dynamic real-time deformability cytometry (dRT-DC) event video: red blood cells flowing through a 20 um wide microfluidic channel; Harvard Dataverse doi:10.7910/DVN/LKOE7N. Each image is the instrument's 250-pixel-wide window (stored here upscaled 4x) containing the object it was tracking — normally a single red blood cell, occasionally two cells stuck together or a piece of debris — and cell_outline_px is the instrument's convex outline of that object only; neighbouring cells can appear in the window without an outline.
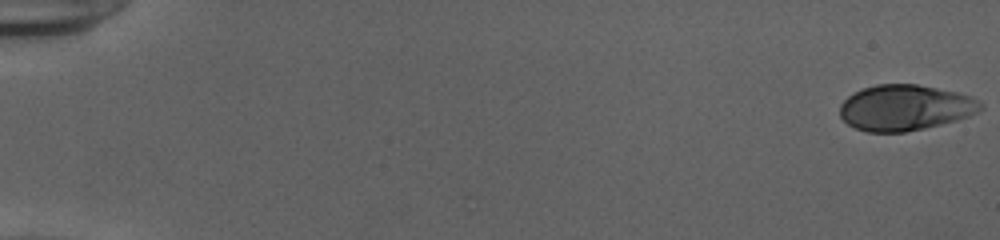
{"species": "human", "species_latin": "Homo sapiens", "temperature_condition": "cold", "stored_images_in_passage": 53, "camera_frame_rate_fps": 3000, "um_per_image_px": 0.085, "donor": {"sex": "female"}, "frame": {"image": 1, "passage_image": 1, "time_ms": 0.0, "image_size_px": [1000, 240], "cell_outline_px": [[984, 108], [968, 116], [956, 120], [924, 128], [904, 132], [868, 132], [856, 128], [848, 124], [840, 116], [840, 104], [848, 96], [864, 88], [876, 84], [916, 84], [956, 92], [972, 96], [984, 104]], "centroid_in_image_um": [76.94, 9.15], "position_along_channel_um": 8.1, "area_um2": 37.34}}
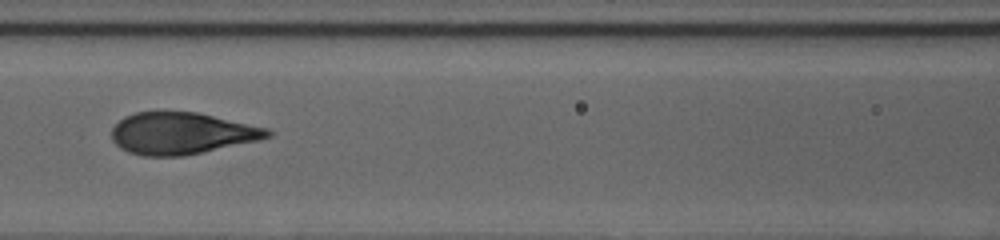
{"frame": {"image": 2, "passage_image": 26, "time_ms": 8.333, "image_size_px": [1000, 240], "cell_outline_px": [[276, 132], [272, 136], [260, 140], [184, 156], [144, 156], [128, 152], [120, 148], [112, 140], [112, 128], [124, 116], [136, 112], [156, 108], [200, 112], [268, 128]], "centroid_in_image_um": [15.44, 11.29], "position_along_channel_um": 151.2, "area_um2": 39.19}}
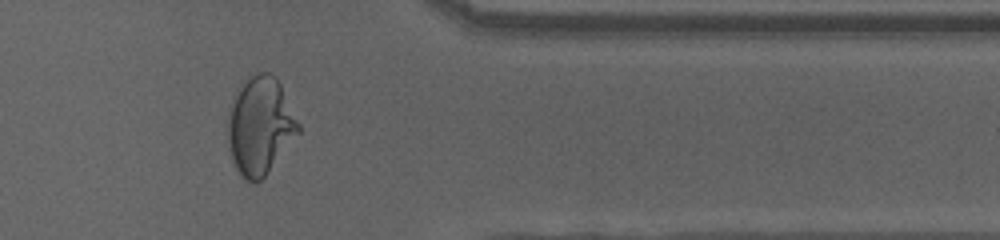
{"frame": {"image": 3, "passage_image": 45, "time_ms": 14.667, "image_size_px": [1000, 240], "cell_outline_px": [[300, 132], [264, 176], [256, 184], [252, 184], [244, 180], [240, 176], [232, 160], [228, 140], [228, 112], [240, 88], [252, 76], [260, 72], [268, 72], [276, 76], [300, 124]], "centroid_in_image_um": [22.12, 10.74], "position_along_channel_um": 389.3, "area_um2": 39.65}, "authors_computed_cell_mechanics": {"area_um2": 38.0324, "velocity_mm_per_s": 3.9313, "shape_relaxation_time_tau1_ms": 6.5135, "shape_relaxation_time_tau2_ms": null, "deformation_change_tau1": 0.2373, "deformation_change_tau2": null}}